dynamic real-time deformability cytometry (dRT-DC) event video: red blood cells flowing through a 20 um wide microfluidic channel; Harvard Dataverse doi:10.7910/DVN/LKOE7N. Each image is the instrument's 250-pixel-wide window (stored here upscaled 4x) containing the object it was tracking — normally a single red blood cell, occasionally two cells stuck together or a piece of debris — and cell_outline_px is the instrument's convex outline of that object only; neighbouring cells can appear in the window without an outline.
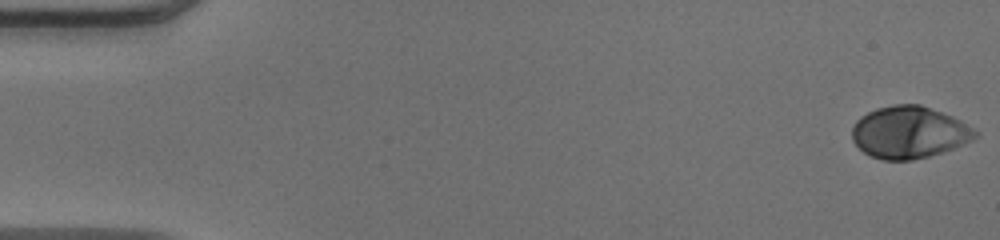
{"species": "human", "species_latin": "Homo sapiens", "temperature_condition": "warm", "stored_images_in_passage": 39, "camera_frame_rate_fps": 3000, "um_per_image_px": 0.085, "donor": {"sex": "male"}, "frame": {"image": 1, "passage_image": 1, "time_ms": 0.0, "image_size_px": [1000, 240], "cell_outline_px": [[980, 132], [972, 140], [952, 148], [928, 156], [908, 160], [884, 160], [872, 156], [864, 152], [852, 140], [852, 128], [856, 120], [860, 116], [876, 108], [892, 104], [920, 104], [952, 116], [960, 120]], "centroid_in_image_um": [77.26, 11.23], "position_along_channel_um": 7.7, "area_um2": 37.17}}
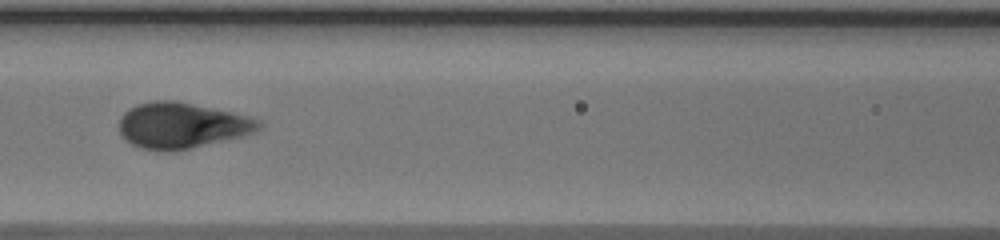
{"frame": {"image": 2, "passage_image": 23, "time_ms": 7.333, "image_size_px": [1000, 240], "cell_outline_px": [[264, 124], [256, 132], [244, 136], [176, 152], [164, 152], [144, 148], [132, 144], [120, 132], [120, 120], [124, 112], [128, 108], [136, 104], [152, 100], [176, 100], [232, 112], [248, 116], [260, 120]], "centroid_in_image_um": [15.49, 10.66], "position_along_channel_um": 151.1, "area_um2": 37.63}}
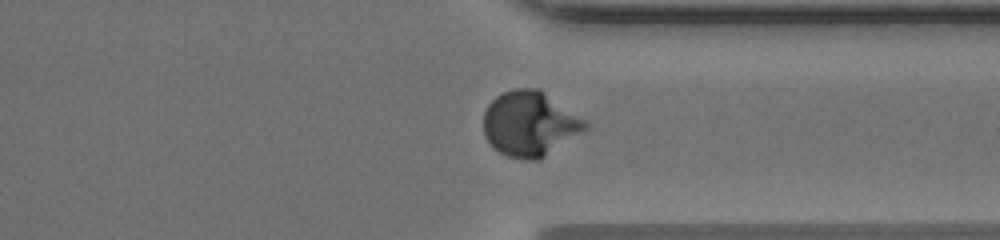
{"frame": {"image": 3, "passage_image": 39, "time_ms": 12.667, "image_size_px": [1000, 240], "cell_outline_px": [[588, 128], [544, 156], [536, 160], [528, 160], [508, 156], [500, 152], [484, 136], [484, 112], [488, 104], [496, 96], [504, 92], [516, 88], [540, 88], [588, 120]], "centroid_in_image_um": [45.06, 10.48], "position_along_channel_um": 366.3, "area_um2": 38.44}, "authors_computed_cell_mechanics": {"area_um2": 37.1654, "velocity_mm_per_s": 4.0405, "shape_relaxation_time_tau1_ms": 4.3643, "shape_relaxation_time_tau2_ms": null, "deformation_change_tau1": 0.2281, "deformation_change_tau2": null}}